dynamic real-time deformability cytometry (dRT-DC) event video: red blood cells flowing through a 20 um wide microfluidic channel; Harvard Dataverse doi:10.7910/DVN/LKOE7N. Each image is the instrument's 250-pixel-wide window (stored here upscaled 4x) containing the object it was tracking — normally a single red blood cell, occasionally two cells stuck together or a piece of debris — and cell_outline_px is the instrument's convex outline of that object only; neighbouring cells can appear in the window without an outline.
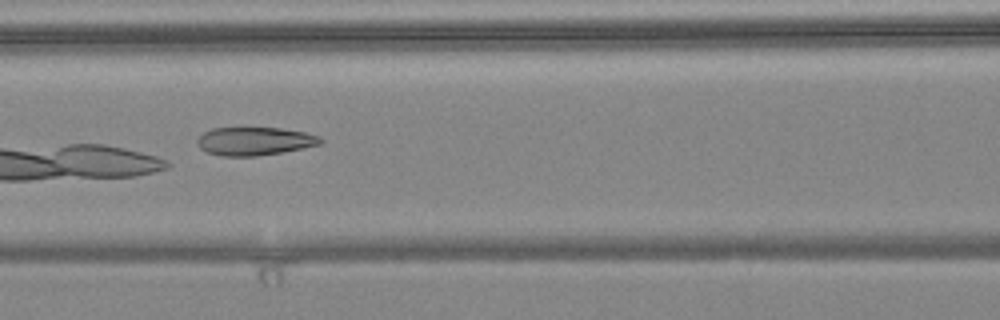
{"species": "common noctule bat (a hibernating species)", "species_latin": "Nyctalus noctula", "temperature_condition": "warm", "stored_images_in_passage": 10, "camera_frame_rate_fps": 3000, "um_per_image_px": 0.085, "animal": {"sex": "female", "body_mass_g": 24.6, "forearm_length_mm": 56.2}, "frame": {"image": 1, "passage_image": 6, "time_ms": 1.667, "image_size_px": [1000, 320], "cell_outline_px": [[324, 140], [320, 144], [280, 152], [256, 156], [224, 156], [208, 152], [200, 148], [196, 140], [204, 132], [212, 128], [244, 124], [280, 128], [304, 132], [320, 136]], "centroid_in_image_um": [21.59, 11.93], "position_along_channel_um": 145.0, "area_um2": 20.98}}
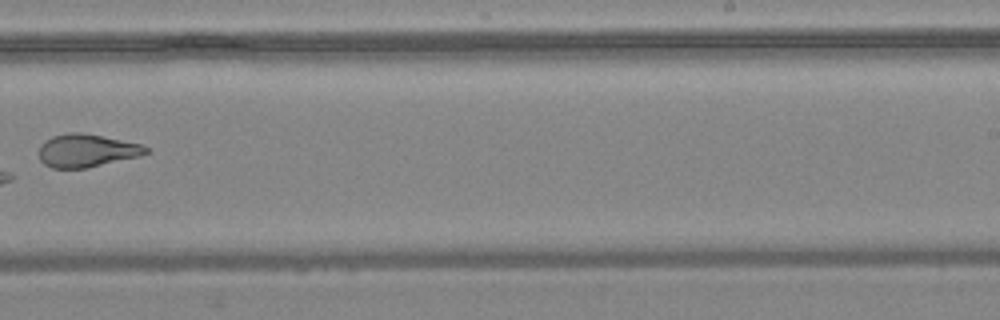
{"frame": {"image": 2, "passage_image": 9, "time_ms": 2.667, "image_size_px": [1000, 320], "cell_outline_px": [[148, 152], [140, 156], [88, 168], [52, 168], [44, 164], [40, 160], [40, 144], [44, 140], [52, 136], [68, 132], [80, 132], [140, 144], [148, 148]], "centroid_in_image_um": [7.33, 12.8], "position_along_channel_um": 281.7, "area_um2": 20.46}}
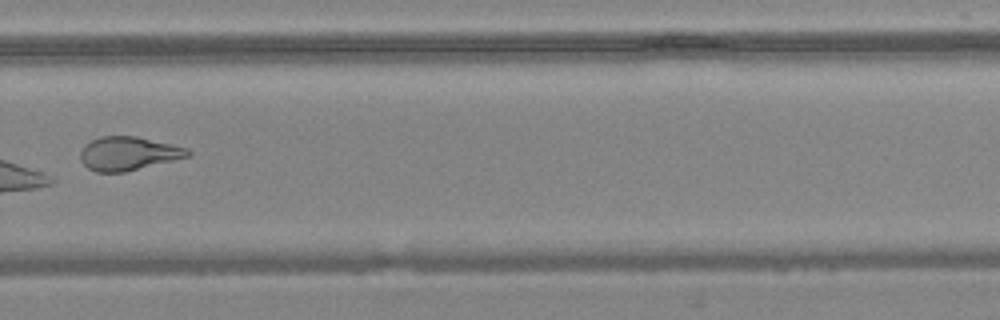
{"frame": {"image": 3, "passage_image": 10, "time_ms": 3.0, "image_size_px": [1000, 320], "cell_outline_px": [[192, 152], [188, 156], [124, 172], [96, 172], [88, 168], [80, 160], [80, 152], [84, 144], [100, 136], [136, 136], [188, 148]], "centroid_in_image_um": [10.86, 13.04], "position_along_channel_um": 318.9, "area_um2": 20.87}}